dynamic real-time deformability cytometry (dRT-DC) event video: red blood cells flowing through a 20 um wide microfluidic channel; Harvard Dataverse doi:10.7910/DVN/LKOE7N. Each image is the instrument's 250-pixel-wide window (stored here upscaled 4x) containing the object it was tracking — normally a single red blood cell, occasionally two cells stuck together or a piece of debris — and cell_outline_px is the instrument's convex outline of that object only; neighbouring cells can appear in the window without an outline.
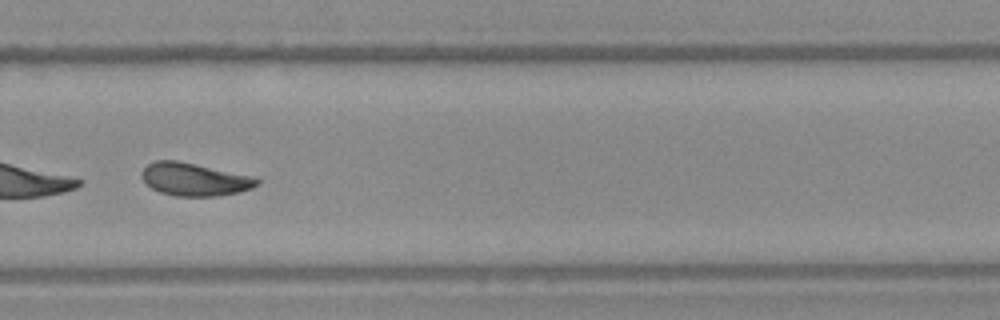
{"species": "Egyptian fruit bat (a non-hibernating species)", "species_latin": "Rousettus aegyptiacus", "temperature_condition": "warm", "stored_images_in_passage": 36, "camera_frame_rate_fps": 3000, "um_per_image_px": 0.085, "frame": {"image": 1, "passage_image": 21, "time_ms": 6.667, "image_size_px": [1000, 320], "cell_outline_px": [[260, 184], [252, 188], [240, 192], [216, 196], [176, 196], [160, 192], [152, 188], [140, 176], [140, 172], [148, 164], [156, 160], [176, 160], [252, 176], [260, 180]], "centroid_in_image_um": [16.53, 15.25], "position_along_channel_um": 313.3, "area_um2": 21.96}, "authors_computed_cell_mechanics": {"area_um2": 22.5709, "velocity_mm_per_s": 3.9281, "shape_relaxation_time_tau1_ms": 0.8559, "shape_relaxation_time_tau2_ms": 3.785, "deformation_change_tau1": 0.2432, "deformation_change_tau2": 0.1032}}